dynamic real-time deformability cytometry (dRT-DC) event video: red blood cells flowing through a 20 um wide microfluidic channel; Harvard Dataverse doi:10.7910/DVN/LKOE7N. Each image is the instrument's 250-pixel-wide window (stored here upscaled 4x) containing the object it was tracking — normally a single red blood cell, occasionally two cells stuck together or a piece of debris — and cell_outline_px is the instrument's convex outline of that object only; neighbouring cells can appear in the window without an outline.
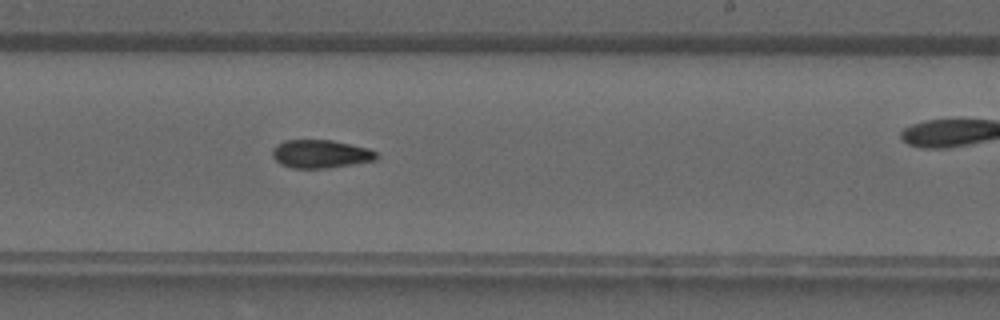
{"species": "common noctule bat (a hibernating species)", "species_latin": "Nyctalus noctula", "temperature_condition": "warm", "stored_images_in_passage": 30, "camera_frame_rate_fps": 3000, "um_per_image_px": 0.085, "animal": {"sex": "male", "forearm_length_mm": 52.5}, "frame": {"image": 1, "passage_image": 22, "time_ms": 7.0, "image_size_px": [1000, 320], "cell_outline_px": [[380, 156], [376, 160], [328, 168], [292, 168], [280, 164], [272, 156], [272, 148], [276, 144], [284, 140], [332, 140], [368, 148], [376, 152]], "centroid_in_image_um": [27.24, 13.08], "position_along_channel_um": 261.8, "area_um2": 17.22}}